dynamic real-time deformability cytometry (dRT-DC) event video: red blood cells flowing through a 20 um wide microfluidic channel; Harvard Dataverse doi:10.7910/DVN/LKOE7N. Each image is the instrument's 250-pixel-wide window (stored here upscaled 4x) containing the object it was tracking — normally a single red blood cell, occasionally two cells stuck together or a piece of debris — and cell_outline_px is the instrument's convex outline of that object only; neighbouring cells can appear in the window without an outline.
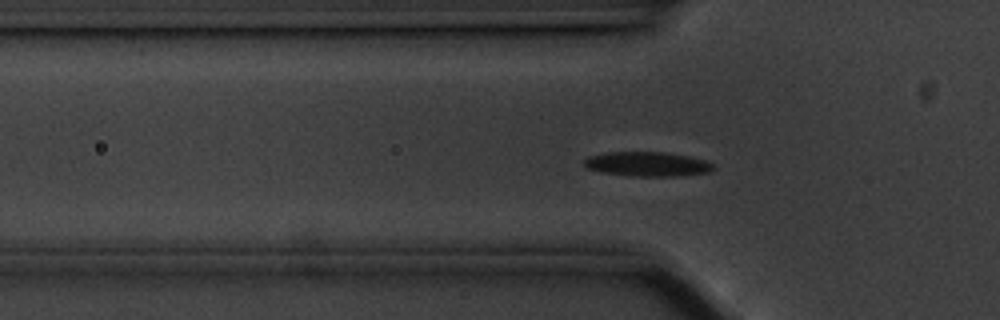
{"species": "common noctule bat (a hibernating species)", "species_latin": "Nyctalus noctula", "temperature_condition": "cold", "stored_images_in_passage": 57, "camera_frame_rate_fps": 3000, "um_per_image_px": 0.085, "animal": {"sex": "male", "body_mass_g": 20.1, "forearm_length_mm": 53.5}, "frame": {"image": 1, "passage_image": 17, "time_ms": 5.333, "image_size_px": [1000, 320], "cell_outline_px": [[716, 168], [708, 172], [680, 176], [628, 176], [600, 172], [588, 168], [584, 164], [584, 160], [588, 156], [608, 152], [664, 152], [688, 156], [704, 160], [712, 164]], "centroid_in_image_um": [55.01, 13.95], "position_along_channel_um": 70.8, "area_um2": 18.44}}
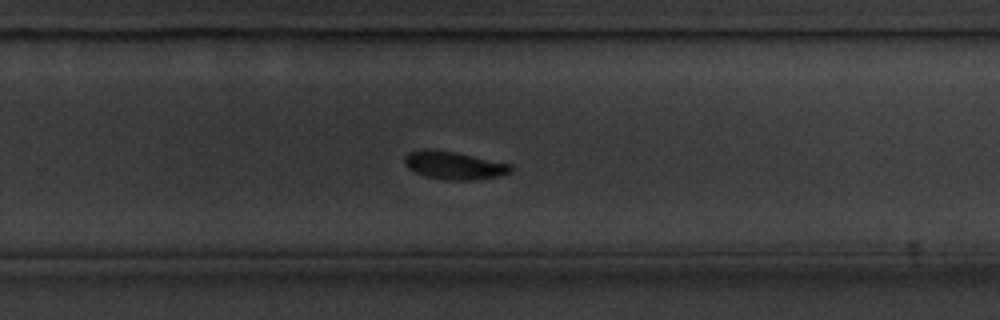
{"frame": {"image": 2, "passage_image": 36, "time_ms": 11.667, "image_size_px": [1000, 320], "cell_outline_px": [[512, 172], [496, 176], [468, 180], [444, 180], [424, 176], [408, 168], [404, 164], [404, 156], [408, 152], [420, 148], [428, 148], [452, 152], [512, 164]], "centroid_in_image_um": [38.52, 14.05], "position_along_channel_um": 291.3, "area_um2": 17.22}}
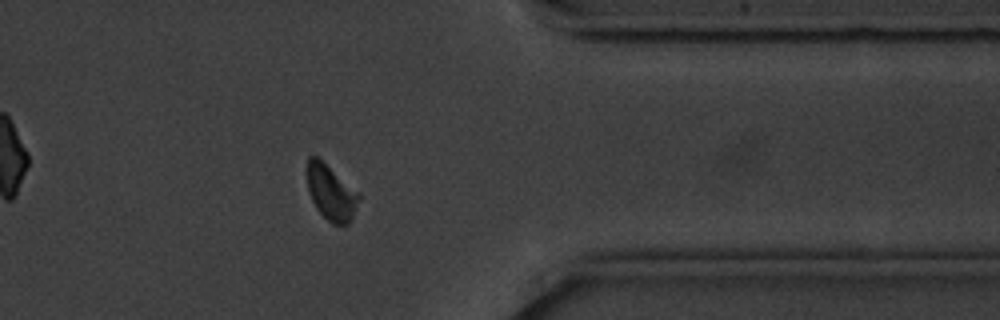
{"frame": {"image": 3, "passage_image": 45, "time_ms": 14.667, "image_size_px": [1000, 320], "cell_outline_px": [[360, 200], [348, 224], [332, 224], [316, 208], [312, 200], [308, 188], [304, 168], [308, 156], [316, 156], [360, 196]], "centroid_in_image_um": [28.06, 16.35], "position_along_channel_um": 383.3, "area_um2": 16.24}, "authors_computed_cell_mechanics": {"area_um2": 17.8024, "velocity_mm_per_s": 3.4756, "shape_relaxation_time_tau1_ms": 3.2848, "shape_relaxation_time_tau2_ms": 3.6144, "deformation_change_tau1": 0.2019, "deformation_change_tau2": 0.0876}}